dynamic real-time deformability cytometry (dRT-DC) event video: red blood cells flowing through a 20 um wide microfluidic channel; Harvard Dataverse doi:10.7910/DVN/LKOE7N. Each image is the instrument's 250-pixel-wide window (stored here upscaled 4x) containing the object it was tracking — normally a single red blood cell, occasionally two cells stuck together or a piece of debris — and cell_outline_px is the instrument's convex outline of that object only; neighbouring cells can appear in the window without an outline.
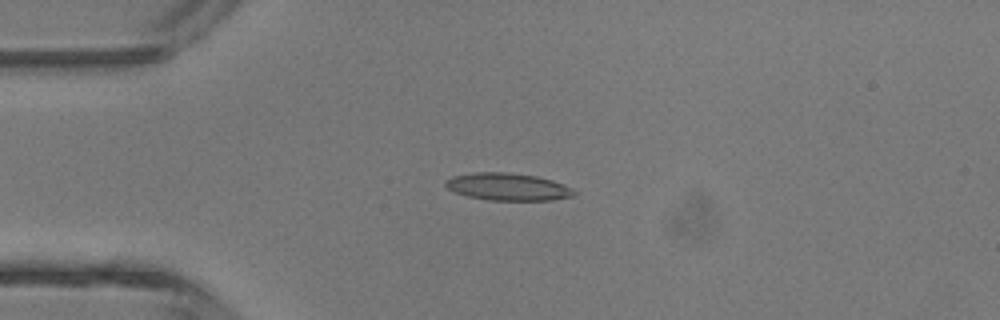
{"species": "common noctule bat (a hibernating species)", "species_latin": "Nyctalus noctula", "temperature_condition": "room temperature", "stored_images_in_passage": 4, "camera_frame_rate_fps": 3000, "um_per_image_px": 0.085, "animal": {"sex": "male", "body_mass_g": 13.3}, "frame": {"image": 1, "passage_image": 3, "time_ms": 2.333, "image_size_px": [1000, 320], "cell_outline_px": [[576, 192], [572, 196], [552, 200], [488, 200], [468, 196], [456, 192], [448, 188], [444, 184], [444, 180], [452, 176], [472, 172], [508, 172], [536, 176], [552, 180], [564, 184], [572, 188]], "centroid_in_image_um": [43.15, 15.86], "position_along_channel_um": 41.9, "area_um2": 20.52}}